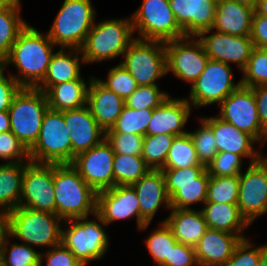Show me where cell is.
I'll use <instances>...</instances> for the list:
<instances>
[{
  "instance_id": "4dcf8cb0",
  "label": "cell",
  "mask_w": 267,
  "mask_h": 266,
  "mask_svg": "<svg viewBox=\"0 0 267 266\" xmlns=\"http://www.w3.org/2000/svg\"><path fill=\"white\" fill-rule=\"evenodd\" d=\"M89 83L84 78L51 86L46 92L49 109L65 111L86 105Z\"/></svg>"
},
{
  "instance_id": "60d3db41",
  "label": "cell",
  "mask_w": 267,
  "mask_h": 266,
  "mask_svg": "<svg viewBox=\"0 0 267 266\" xmlns=\"http://www.w3.org/2000/svg\"><path fill=\"white\" fill-rule=\"evenodd\" d=\"M242 86L255 87L267 84V49L254 48L246 66L241 70Z\"/></svg>"
},
{
  "instance_id": "e0dca14e",
  "label": "cell",
  "mask_w": 267,
  "mask_h": 266,
  "mask_svg": "<svg viewBox=\"0 0 267 266\" xmlns=\"http://www.w3.org/2000/svg\"><path fill=\"white\" fill-rule=\"evenodd\" d=\"M114 155L112 146L104 139L99 145L77 154L71 165L99 193L113 187Z\"/></svg>"
},
{
  "instance_id": "8d00e7d4",
  "label": "cell",
  "mask_w": 267,
  "mask_h": 266,
  "mask_svg": "<svg viewBox=\"0 0 267 266\" xmlns=\"http://www.w3.org/2000/svg\"><path fill=\"white\" fill-rule=\"evenodd\" d=\"M239 175L210 176L205 202L237 204Z\"/></svg>"
},
{
  "instance_id": "91938a15",
  "label": "cell",
  "mask_w": 267,
  "mask_h": 266,
  "mask_svg": "<svg viewBox=\"0 0 267 266\" xmlns=\"http://www.w3.org/2000/svg\"><path fill=\"white\" fill-rule=\"evenodd\" d=\"M14 0H0V11L8 8Z\"/></svg>"
},
{
  "instance_id": "6125c7cd",
  "label": "cell",
  "mask_w": 267,
  "mask_h": 266,
  "mask_svg": "<svg viewBox=\"0 0 267 266\" xmlns=\"http://www.w3.org/2000/svg\"><path fill=\"white\" fill-rule=\"evenodd\" d=\"M0 266H5L4 265V258H3L1 251H0Z\"/></svg>"
},
{
  "instance_id": "cb8c5ba5",
  "label": "cell",
  "mask_w": 267,
  "mask_h": 266,
  "mask_svg": "<svg viewBox=\"0 0 267 266\" xmlns=\"http://www.w3.org/2000/svg\"><path fill=\"white\" fill-rule=\"evenodd\" d=\"M88 82L86 105L99 126L106 132L120 116L125 101L105 87L98 78L91 76Z\"/></svg>"
},
{
  "instance_id": "5b68a950",
  "label": "cell",
  "mask_w": 267,
  "mask_h": 266,
  "mask_svg": "<svg viewBox=\"0 0 267 266\" xmlns=\"http://www.w3.org/2000/svg\"><path fill=\"white\" fill-rule=\"evenodd\" d=\"M95 9L91 0H64L49 31L55 46L81 49L93 27Z\"/></svg>"
},
{
  "instance_id": "44dd1931",
  "label": "cell",
  "mask_w": 267,
  "mask_h": 266,
  "mask_svg": "<svg viewBox=\"0 0 267 266\" xmlns=\"http://www.w3.org/2000/svg\"><path fill=\"white\" fill-rule=\"evenodd\" d=\"M169 3L185 36H197L212 28L217 0H169Z\"/></svg>"
},
{
  "instance_id": "11a10c76",
  "label": "cell",
  "mask_w": 267,
  "mask_h": 266,
  "mask_svg": "<svg viewBox=\"0 0 267 266\" xmlns=\"http://www.w3.org/2000/svg\"><path fill=\"white\" fill-rule=\"evenodd\" d=\"M11 131L8 111H0V132Z\"/></svg>"
},
{
  "instance_id": "ab89813d",
  "label": "cell",
  "mask_w": 267,
  "mask_h": 266,
  "mask_svg": "<svg viewBox=\"0 0 267 266\" xmlns=\"http://www.w3.org/2000/svg\"><path fill=\"white\" fill-rule=\"evenodd\" d=\"M160 227L155 229L146 238V246L149 254L153 257L158 266H165V259H169L171 248L178 242L170 227L165 223H159Z\"/></svg>"
},
{
  "instance_id": "6da1fadb",
  "label": "cell",
  "mask_w": 267,
  "mask_h": 266,
  "mask_svg": "<svg viewBox=\"0 0 267 266\" xmlns=\"http://www.w3.org/2000/svg\"><path fill=\"white\" fill-rule=\"evenodd\" d=\"M55 44L29 24L19 33L7 58L1 63L5 69L14 65L20 76L11 75L22 87L36 88L44 79Z\"/></svg>"
},
{
  "instance_id": "2e32d148",
  "label": "cell",
  "mask_w": 267,
  "mask_h": 266,
  "mask_svg": "<svg viewBox=\"0 0 267 266\" xmlns=\"http://www.w3.org/2000/svg\"><path fill=\"white\" fill-rule=\"evenodd\" d=\"M237 205L249 224L267 213V162L263 157L239 175Z\"/></svg>"
},
{
  "instance_id": "4316f807",
  "label": "cell",
  "mask_w": 267,
  "mask_h": 266,
  "mask_svg": "<svg viewBox=\"0 0 267 266\" xmlns=\"http://www.w3.org/2000/svg\"><path fill=\"white\" fill-rule=\"evenodd\" d=\"M254 9L235 0H217L214 23L209 31L251 36Z\"/></svg>"
},
{
  "instance_id": "d6986e66",
  "label": "cell",
  "mask_w": 267,
  "mask_h": 266,
  "mask_svg": "<svg viewBox=\"0 0 267 266\" xmlns=\"http://www.w3.org/2000/svg\"><path fill=\"white\" fill-rule=\"evenodd\" d=\"M200 32L196 37L202 43L209 59L225 64L237 63L240 71L246 66L248 59L255 48L250 36H237L215 31Z\"/></svg>"
},
{
  "instance_id": "ee69618b",
  "label": "cell",
  "mask_w": 267,
  "mask_h": 266,
  "mask_svg": "<svg viewBox=\"0 0 267 266\" xmlns=\"http://www.w3.org/2000/svg\"><path fill=\"white\" fill-rule=\"evenodd\" d=\"M252 242L244 238L237 244L230 259L222 266H259L267 253V244L253 248Z\"/></svg>"
},
{
  "instance_id": "4fadbf2b",
  "label": "cell",
  "mask_w": 267,
  "mask_h": 266,
  "mask_svg": "<svg viewBox=\"0 0 267 266\" xmlns=\"http://www.w3.org/2000/svg\"><path fill=\"white\" fill-rule=\"evenodd\" d=\"M231 65L220 61L208 60L206 68L190 88L187 101L192 107H205L220 104L241 83L233 82Z\"/></svg>"
},
{
  "instance_id": "c3c4849f",
  "label": "cell",
  "mask_w": 267,
  "mask_h": 266,
  "mask_svg": "<svg viewBox=\"0 0 267 266\" xmlns=\"http://www.w3.org/2000/svg\"><path fill=\"white\" fill-rule=\"evenodd\" d=\"M242 158L230 152H218L206 168L210 176L240 175Z\"/></svg>"
},
{
  "instance_id": "603a6c76",
  "label": "cell",
  "mask_w": 267,
  "mask_h": 266,
  "mask_svg": "<svg viewBox=\"0 0 267 266\" xmlns=\"http://www.w3.org/2000/svg\"><path fill=\"white\" fill-rule=\"evenodd\" d=\"M213 130L218 152H230L250 159V164L259 161L262 153L253 148L257 141L220 117L202 118Z\"/></svg>"
},
{
  "instance_id": "5bb4252c",
  "label": "cell",
  "mask_w": 267,
  "mask_h": 266,
  "mask_svg": "<svg viewBox=\"0 0 267 266\" xmlns=\"http://www.w3.org/2000/svg\"><path fill=\"white\" fill-rule=\"evenodd\" d=\"M164 47L167 73L171 71L177 78L192 86L209 60L202 43L195 36H186L165 42Z\"/></svg>"
},
{
  "instance_id": "83f0119b",
  "label": "cell",
  "mask_w": 267,
  "mask_h": 266,
  "mask_svg": "<svg viewBox=\"0 0 267 266\" xmlns=\"http://www.w3.org/2000/svg\"><path fill=\"white\" fill-rule=\"evenodd\" d=\"M70 50V51H69ZM67 52L64 48H59L50 60L47 73L43 81L36 87L44 93L53 85H57L72 80H77L80 74V61L85 63L80 49H69ZM81 55V58L79 57Z\"/></svg>"
},
{
  "instance_id": "7402d4cb",
  "label": "cell",
  "mask_w": 267,
  "mask_h": 266,
  "mask_svg": "<svg viewBox=\"0 0 267 266\" xmlns=\"http://www.w3.org/2000/svg\"><path fill=\"white\" fill-rule=\"evenodd\" d=\"M191 109L192 105L187 98L178 99L169 96L159 107L153 109L146 135L179 136L188 133L184 127L190 117Z\"/></svg>"
},
{
  "instance_id": "7a4b0ae2",
  "label": "cell",
  "mask_w": 267,
  "mask_h": 266,
  "mask_svg": "<svg viewBox=\"0 0 267 266\" xmlns=\"http://www.w3.org/2000/svg\"><path fill=\"white\" fill-rule=\"evenodd\" d=\"M53 185L55 214L63 221L96 214L97 193L71 164H53Z\"/></svg>"
},
{
  "instance_id": "30bf717a",
  "label": "cell",
  "mask_w": 267,
  "mask_h": 266,
  "mask_svg": "<svg viewBox=\"0 0 267 266\" xmlns=\"http://www.w3.org/2000/svg\"><path fill=\"white\" fill-rule=\"evenodd\" d=\"M140 39L168 42L186 37L179 27L169 0H143L131 16Z\"/></svg>"
},
{
  "instance_id": "94428289",
  "label": "cell",
  "mask_w": 267,
  "mask_h": 266,
  "mask_svg": "<svg viewBox=\"0 0 267 266\" xmlns=\"http://www.w3.org/2000/svg\"><path fill=\"white\" fill-rule=\"evenodd\" d=\"M259 266H267V253L261 259Z\"/></svg>"
},
{
  "instance_id": "7c38bea8",
  "label": "cell",
  "mask_w": 267,
  "mask_h": 266,
  "mask_svg": "<svg viewBox=\"0 0 267 266\" xmlns=\"http://www.w3.org/2000/svg\"><path fill=\"white\" fill-rule=\"evenodd\" d=\"M222 120L233 124L237 129L251 135L260 146L267 141V132L262 128L254 92L251 87L240 85L229 94L220 104Z\"/></svg>"
},
{
  "instance_id": "8992f818",
  "label": "cell",
  "mask_w": 267,
  "mask_h": 266,
  "mask_svg": "<svg viewBox=\"0 0 267 266\" xmlns=\"http://www.w3.org/2000/svg\"><path fill=\"white\" fill-rule=\"evenodd\" d=\"M94 216L95 220L83 217L63 221L64 226L70 225L68 228L66 227V230L61 229V243L84 266H87L89 261L103 259L110 244L109 237L102 228L106 224L97 214Z\"/></svg>"
},
{
  "instance_id": "f1b7e54d",
  "label": "cell",
  "mask_w": 267,
  "mask_h": 266,
  "mask_svg": "<svg viewBox=\"0 0 267 266\" xmlns=\"http://www.w3.org/2000/svg\"><path fill=\"white\" fill-rule=\"evenodd\" d=\"M171 214L164 219L175 239L182 244L195 247L208 226L201 209H170Z\"/></svg>"
},
{
  "instance_id": "f5cc1de1",
  "label": "cell",
  "mask_w": 267,
  "mask_h": 266,
  "mask_svg": "<svg viewBox=\"0 0 267 266\" xmlns=\"http://www.w3.org/2000/svg\"><path fill=\"white\" fill-rule=\"evenodd\" d=\"M250 37L256 48L267 49V17L254 12Z\"/></svg>"
},
{
  "instance_id": "9f6ffc18",
  "label": "cell",
  "mask_w": 267,
  "mask_h": 266,
  "mask_svg": "<svg viewBox=\"0 0 267 266\" xmlns=\"http://www.w3.org/2000/svg\"><path fill=\"white\" fill-rule=\"evenodd\" d=\"M7 230H8V214L0 210V242L7 234Z\"/></svg>"
},
{
  "instance_id": "3957f363",
  "label": "cell",
  "mask_w": 267,
  "mask_h": 266,
  "mask_svg": "<svg viewBox=\"0 0 267 266\" xmlns=\"http://www.w3.org/2000/svg\"><path fill=\"white\" fill-rule=\"evenodd\" d=\"M133 24L129 19H106L93 24L86 40L81 47L85 63H94L111 60L123 56L133 37Z\"/></svg>"
},
{
  "instance_id": "db71d44e",
  "label": "cell",
  "mask_w": 267,
  "mask_h": 266,
  "mask_svg": "<svg viewBox=\"0 0 267 266\" xmlns=\"http://www.w3.org/2000/svg\"><path fill=\"white\" fill-rule=\"evenodd\" d=\"M256 100L258 118L262 128L267 132V84L252 87Z\"/></svg>"
},
{
  "instance_id": "9c48e42d",
  "label": "cell",
  "mask_w": 267,
  "mask_h": 266,
  "mask_svg": "<svg viewBox=\"0 0 267 266\" xmlns=\"http://www.w3.org/2000/svg\"><path fill=\"white\" fill-rule=\"evenodd\" d=\"M119 64L135 79L138 86L157 85L167 75L164 42L135 38Z\"/></svg>"
},
{
  "instance_id": "681fc988",
  "label": "cell",
  "mask_w": 267,
  "mask_h": 266,
  "mask_svg": "<svg viewBox=\"0 0 267 266\" xmlns=\"http://www.w3.org/2000/svg\"><path fill=\"white\" fill-rule=\"evenodd\" d=\"M42 253H40V266L45 259L47 261L46 266H84L62 243L51 247L46 253ZM43 256H45V259Z\"/></svg>"
},
{
  "instance_id": "ba28073f",
  "label": "cell",
  "mask_w": 267,
  "mask_h": 266,
  "mask_svg": "<svg viewBox=\"0 0 267 266\" xmlns=\"http://www.w3.org/2000/svg\"><path fill=\"white\" fill-rule=\"evenodd\" d=\"M31 162L71 164L72 144L63 111L48 108L45 112L38 139L29 149Z\"/></svg>"
},
{
  "instance_id": "d6a6232c",
  "label": "cell",
  "mask_w": 267,
  "mask_h": 266,
  "mask_svg": "<svg viewBox=\"0 0 267 266\" xmlns=\"http://www.w3.org/2000/svg\"><path fill=\"white\" fill-rule=\"evenodd\" d=\"M20 1L0 11V65L7 58L19 33L27 23L20 16Z\"/></svg>"
},
{
  "instance_id": "484cf974",
  "label": "cell",
  "mask_w": 267,
  "mask_h": 266,
  "mask_svg": "<svg viewBox=\"0 0 267 266\" xmlns=\"http://www.w3.org/2000/svg\"><path fill=\"white\" fill-rule=\"evenodd\" d=\"M241 238L236 234L208 228L195 246L199 266H222L231 258Z\"/></svg>"
},
{
  "instance_id": "1f68e13d",
  "label": "cell",
  "mask_w": 267,
  "mask_h": 266,
  "mask_svg": "<svg viewBox=\"0 0 267 266\" xmlns=\"http://www.w3.org/2000/svg\"><path fill=\"white\" fill-rule=\"evenodd\" d=\"M28 163L0 164V210L9 214L19 207L25 166Z\"/></svg>"
},
{
  "instance_id": "8fae6325",
  "label": "cell",
  "mask_w": 267,
  "mask_h": 266,
  "mask_svg": "<svg viewBox=\"0 0 267 266\" xmlns=\"http://www.w3.org/2000/svg\"><path fill=\"white\" fill-rule=\"evenodd\" d=\"M161 170L165 177L171 209H191L193 203H205L210 179L205 167Z\"/></svg>"
},
{
  "instance_id": "52a82bcc",
  "label": "cell",
  "mask_w": 267,
  "mask_h": 266,
  "mask_svg": "<svg viewBox=\"0 0 267 266\" xmlns=\"http://www.w3.org/2000/svg\"><path fill=\"white\" fill-rule=\"evenodd\" d=\"M48 108L45 93L31 87H22L10 105L8 113L11 132L28 150L38 139L41 124Z\"/></svg>"
},
{
  "instance_id": "ac0fdd59",
  "label": "cell",
  "mask_w": 267,
  "mask_h": 266,
  "mask_svg": "<svg viewBox=\"0 0 267 266\" xmlns=\"http://www.w3.org/2000/svg\"><path fill=\"white\" fill-rule=\"evenodd\" d=\"M96 214L106 225L136 216L139 230H145L149 226L140 217L139 200L130 185L113 186L97 193Z\"/></svg>"
},
{
  "instance_id": "f546056e",
  "label": "cell",
  "mask_w": 267,
  "mask_h": 266,
  "mask_svg": "<svg viewBox=\"0 0 267 266\" xmlns=\"http://www.w3.org/2000/svg\"><path fill=\"white\" fill-rule=\"evenodd\" d=\"M203 206L201 211L208 228L236 234L241 239L246 238L243 233L250 224L241 215L237 204L205 202Z\"/></svg>"
},
{
  "instance_id": "f35d334b",
  "label": "cell",
  "mask_w": 267,
  "mask_h": 266,
  "mask_svg": "<svg viewBox=\"0 0 267 266\" xmlns=\"http://www.w3.org/2000/svg\"><path fill=\"white\" fill-rule=\"evenodd\" d=\"M10 235L7 233L0 242V251L5 266H40V253L25 243L9 244ZM10 245L11 247L9 248Z\"/></svg>"
},
{
  "instance_id": "680465c9",
  "label": "cell",
  "mask_w": 267,
  "mask_h": 266,
  "mask_svg": "<svg viewBox=\"0 0 267 266\" xmlns=\"http://www.w3.org/2000/svg\"><path fill=\"white\" fill-rule=\"evenodd\" d=\"M240 4L246 5L248 7H251L253 9H255V7L257 6L258 0H235Z\"/></svg>"
},
{
  "instance_id": "f6af8a7d",
  "label": "cell",
  "mask_w": 267,
  "mask_h": 266,
  "mask_svg": "<svg viewBox=\"0 0 267 266\" xmlns=\"http://www.w3.org/2000/svg\"><path fill=\"white\" fill-rule=\"evenodd\" d=\"M99 80L105 87L112 90L124 101H126L138 86L135 79L120 64L109 69L107 81Z\"/></svg>"
},
{
  "instance_id": "74e56055",
  "label": "cell",
  "mask_w": 267,
  "mask_h": 266,
  "mask_svg": "<svg viewBox=\"0 0 267 266\" xmlns=\"http://www.w3.org/2000/svg\"><path fill=\"white\" fill-rule=\"evenodd\" d=\"M175 135H146L143 139L142 158L151 169H161L165 165L168 151Z\"/></svg>"
},
{
  "instance_id": "836d02e7",
  "label": "cell",
  "mask_w": 267,
  "mask_h": 266,
  "mask_svg": "<svg viewBox=\"0 0 267 266\" xmlns=\"http://www.w3.org/2000/svg\"><path fill=\"white\" fill-rule=\"evenodd\" d=\"M150 169L142 156L115 154L113 159V186H132Z\"/></svg>"
},
{
  "instance_id": "bcb514c9",
  "label": "cell",
  "mask_w": 267,
  "mask_h": 266,
  "mask_svg": "<svg viewBox=\"0 0 267 266\" xmlns=\"http://www.w3.org/2000/svg\"><path fill=\"white\" fill-rule=\"evenodd\" d=\"M0 158L7 160V163H29V150L11 132H0Z\"/></svg>"
},
{
  "instance_id": "7bdbcfd3",
  "label": "cell",
  "mask_w": 267,
  "mask_h": 266,
  "mask_svg": "<svg viewBox=\"0 0 267 266\" xmlns=\"http://www.w3.org/2000/svg\"><path fill=\"white\" fill-rule=\"evenodd\" d=\"M169 94L159 90L158 85L137 86L126 99L125 105L135 110L154 109L159 107Z\"/></svg>"
},
{
  "instance_id": "7dc6e473",
  "label": "cell",
  "mask_w": 267,
  "mask_h": 266,
  "mask_svg": "<svg viewBox=\"0 0 267 266\" xmlns=\"http://www.w3.org/2000/svg\"><path fill=\"white\" fill-rule=\"evenodd\" d=\"M115 154L141 156L144 136L133 133H105Z\"/></svg>"
},
{
  "instance_id": "277c9868",
  "label": "cell",
  "mask_w": 267,
  "mask_h": 266,
  "mask_svg": "<svg viewBox=\"0 0 267 266\" xmlns=\"http://www.w3.org/2000/svg\"><path fill=\"white\" fill-rule=\"evenodd\" d=\"M61 224L63 220L56 214L17 207L8 214L7 233L32 248H51L61 243Z\"/></svg>"
},
{
  "instance_id": "f907efd6",
  "label": "cell",
  "mask_w": 267,
  "mask_h": 266,
  "mask_svg": "<svg viewBox=\"0 0 267 266\" xmlns=\"http://www.w3.org/2000/svg\"><path fill=\"white\" fill-rule=\"evenodd\" d=\"M199 266L196 260L195 247L177 242L165 259V266Z\"/></svg>"
},
{
  "instance_id": "e575fe53",
  "label": "cell",
  "mask_w": 267,
  "mask_h": 266,
  "mask_svg": "<svg viewBox=\"0 0 267 266\" xmlns=\"http://www.w3.org/2000/svg\"><path fill=\"white\" fill-rule=\"evenodd\" d=\"M187 167H204L199 162L189 133L175 136L168 151L165 165L161 169H179Z\"/></svg>"
},
{
  "instance_id": "b9f144b4",
  "label": "cell",
  "mask_w": 267,
  "mask_h": 266,
  "mask_svg": "<svg viewBox=\"0 0 267 266\" xmlns=\"http://www.w3.org/2000/svg\"><path fill=\"white\" fill-rule=\"evenodd\" d=\"M200 123V128L188 133L193 141L200 164L207 168L217 155L218 150L212 128L202 118Z\"/></svg>"
},
{
  "instance_id": "be15d7a7",
  "label": "cell",
  "mask_w": 267,
  "mask_h": 266,
  "mask_svg": "<svg viewBox=\"0 0 267 266\" xmlns=\"http://www.w3.org/2000/svg\"><path fill=\"white\" fill-rule=\"evenodd\" d=\"M263 158H264V160L267 162V156L265 155V156H262Z\"/></svg>"
},
{
  "instance_id": "d4e9b609",
  "label": "cell",
  "mask_w": 267,
  "mask_h": 266,
  "mask_svg": "<svg viewBox=\"0 0 267 266\" xmlns=\"http://www.w3.org/2000/svg\"><path fill=\"white\" fill-rule=\"evenodd\" d=\"M132 186L139 200L140 217L145 223L150 224L160 206L165 204L166 208L171 209L161 169H150Z\"/></svg>"
},
{
  "instance_id": "d590c367",
  "label": "cell",
  "mask_w": 267,
  "mask_h": 266,
  "mask_svg": "<svg viewBox=\"0 0 267 266\" xmlns=\"http://www.w3.org/2000/svg\"><path fill=\"white\" fill-rule=\"evenodd\" d=\"M152 112L153 109L138 111L125 105L114 125L105 133H133L146 136L147 126L151 121Z\"/></svg>"
},
{
  "instance_id": "ffe728a7",
  "label": "cell",
  "mask_w": 267,
  "mask_h": 266,
  "mask_svg": "<svg viewBox=\"0 0 267 266\" xmlns=\"http://www.w3.org/2000/svg\"><path fill=\"white\" fill-rule=\"evenodd\" d=\"M63 117L70 131L72 161L77 154L99 145L105 139V131L94 119L87 105L65 110Z\"/></svg>"
},
{
  "instance_id": "9a60e30c",
  "label": "cell",
  "mask_w": 267,
  "mask_h": 266,
  "mask_svg": "<svg viewBox=\"0 0 267 266\" xmlns=\"http://www.w3.org/2000/svg\"><path fill=\"white\" fill-rule=\"evenodd\" d=\"M19 207L55 214L53 164L30 161L25 166Z\"/></svg>"
},
{
  "instance_id": "816d5d0a",
  "label": "cell",
  "mask_w": 267,
  "mask_h": 266,
  "mask_svg": "<svg viewBox=\"0 0 267 266\" xmlns=\"http://www.w3.org/2000/svg\"><path fill=\"white\" fill-rule=\"evenodd\" d=\"M0 65V111H8L10 105L22 86L11 76L7 78Z\"/></svg>"
},
{
  "instance_id": "6f0895ef",
  "label": "cell",
  "mask_w": 267,
  "mask_h": 266,
  "mask_svg": "<svg viewBox=\"0 0 267 266\" xmlns=\"http://www.w3.org/2000/svg\"><path fill=\"white\" fill-rule=\"evenodd\" d=\"M254 12L258 15L267 17V0H258Z\"/></svg>"
}]
</instances>
